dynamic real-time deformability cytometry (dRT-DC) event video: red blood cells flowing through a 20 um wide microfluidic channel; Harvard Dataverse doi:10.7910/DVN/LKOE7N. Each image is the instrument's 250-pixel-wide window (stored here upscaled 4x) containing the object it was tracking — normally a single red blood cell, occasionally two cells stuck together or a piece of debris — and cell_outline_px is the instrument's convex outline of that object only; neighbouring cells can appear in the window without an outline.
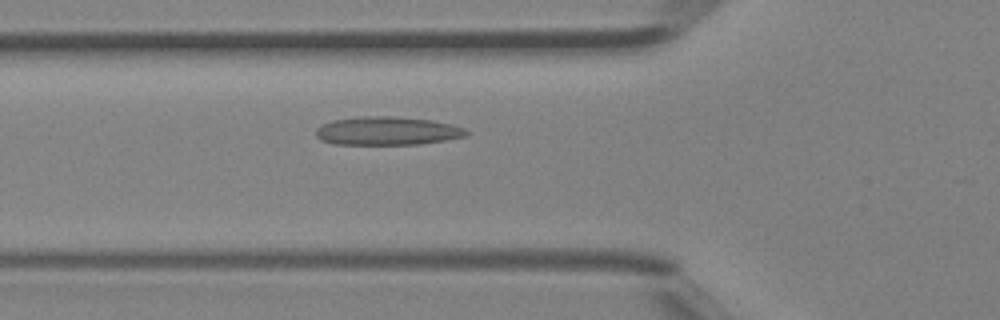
{"species": "Egyptian fruit bat (a non-hibernating species)", "species_latin": "Rousettus aegyptiacus", "temperature_condition": "room temperature", "stored_images_in_passage": 43, "camera_frame_rate_fps": 3000, "um_per_image_px": 0.085, "animal": {"sex": "female"}, "frame": {"image": 1, "passage_image": 14, "time_ms": 4.333, "image_size_px": [1000, 320], "cell_outline_px": [[472, 132], [468, 136], [420, 144], [332, 144], [320, 140], [316, 136], [316, 128], [332, 120], [360, 116], [392, 116], [432, 120], [452, 124], [464, 128]], "centroid_in_image_um": [32.94, 11.12], "position_along_channel_um": 92.9, "area_um2": 25.09}}
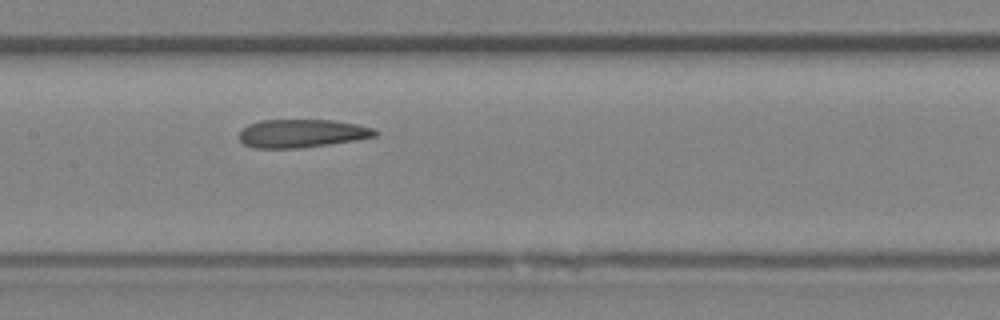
{"frame": {"image": 2, "passage_image": 20, "time_ms": 6.333, "image_size_px": [1000, 320], "cell_outline_px": [[380, 132], [376, 136], [356, 140], [328, 144], [296, 148], [252, 148], [244, 144], [240, 140], [240, 132], [248, 124], [260, 120], [332, 120], [356, 124], [372, 128]], "centroid_in_image_um": [25.65, 11.34], "position_along_channel_um": 181.7, "area_um2": 22.25}}
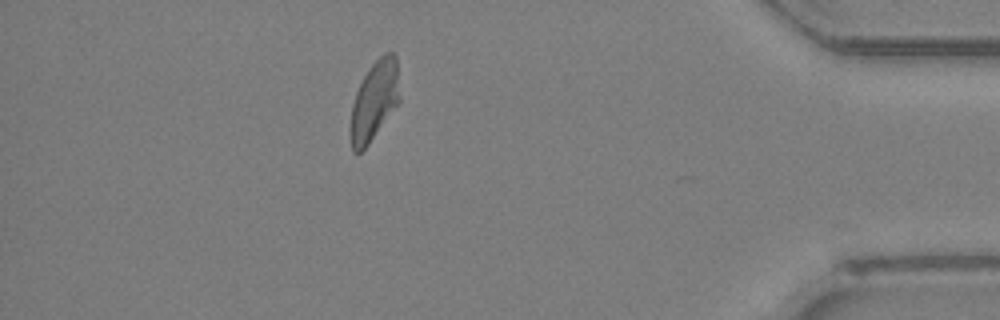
{"frame": {"image": 3, "passage_image": 38, "time_ms": 12.333, "image_size_px": [1000, 320], "cell_outline_px": [[400, 100], [368, 144], [360, 152], [352, 152], [348, 136], [348, 128], [352, 104], [356, 92], [368, 68], [384, 52], [392, 52], [396, 56], [400, 96]], "centroid_in_image_um": [31.78, 8.58], "position_along_channel_um": 403.4, "area_um2": 22.89}, "authors_computed_cell_mechanics": {"area_um2": 23.0622, "velocity_mm_per_s": 4.4563, "shape_relaxation_time_tau1_ms": null, "shape_relaxation_time_tau2_ms": 4.833, "deformation_change_tau1": null, "deformation_change_tau2": 0.129}}